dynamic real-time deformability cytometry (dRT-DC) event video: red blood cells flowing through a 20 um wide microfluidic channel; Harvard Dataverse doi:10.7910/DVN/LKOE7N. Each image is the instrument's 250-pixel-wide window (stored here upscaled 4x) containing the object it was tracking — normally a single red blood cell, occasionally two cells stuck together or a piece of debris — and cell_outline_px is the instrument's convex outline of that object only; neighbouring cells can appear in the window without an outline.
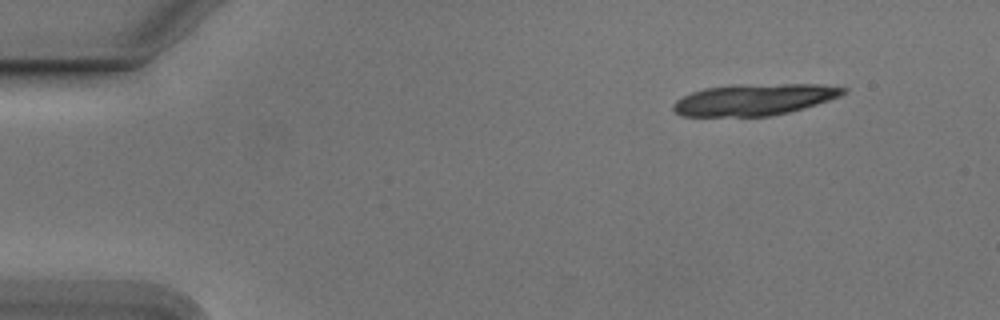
{"species": "Egyptian fruit bat (a non-hibernating species)", "species_latin": "Rousettus aegyptiacus", "temperature_condition": "cold", "stored_images_in_passage": 14, "camera_frame_rate_fps": 3000, "um_per_image_px": 0.085, "animal": {"sex": "male"}, "frame": {"image": 1, "passage_image": 1, "time_ms": 0.0, "image_size_px": [1000, 320], "cell_outline_px": [[848, 92], [840, 96], [804, 108], [772, 116], [680, 116], [672, 108], [672, 104], [676, 100], [692, 92], [704, 88], [732, 84], [820, 84], [848, 88]], "centroid_in_image_um": [64.11, 8.45], "position_along_channel_um": 20.9, "area_um2": 31.39}}